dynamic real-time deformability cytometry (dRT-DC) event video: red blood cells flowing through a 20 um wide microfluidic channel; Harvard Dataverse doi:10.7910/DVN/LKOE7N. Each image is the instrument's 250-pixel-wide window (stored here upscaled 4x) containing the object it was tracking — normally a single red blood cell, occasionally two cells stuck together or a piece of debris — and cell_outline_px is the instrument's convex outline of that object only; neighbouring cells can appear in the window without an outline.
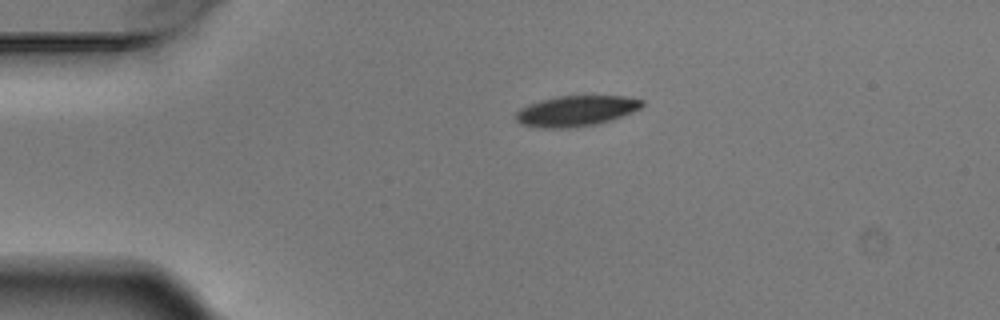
{"species": "Egyptian fruit bat (a non-hibernating species)", "species_latin": "Rousettus aegyptiacus", "temperature_condition": "warm", "stored_images_in_passage": 2, "camera_frame_rate_fps": 3000, "um_per_image_px": 0.085, "animal": {"sex": "male"}, "frame": {"image": 1, "passage_image": 1, "time_ms": 0.0, "image_size_px": [1000, 320], "cell_outline_px": [[644, 104], [640, 108], [632, 112], [612, 120], [596, 124], [572, 128], [544, 128], [520, 124], [516, 120], [516, 112], [520, 108], [528, 104], [540, 100], [556, 96], [624, 96], [644, 100]], "centroid_in_image_um": [48.96, 9.43], "position_along_channel_um": 36.0, "area_um2": 22.6}}